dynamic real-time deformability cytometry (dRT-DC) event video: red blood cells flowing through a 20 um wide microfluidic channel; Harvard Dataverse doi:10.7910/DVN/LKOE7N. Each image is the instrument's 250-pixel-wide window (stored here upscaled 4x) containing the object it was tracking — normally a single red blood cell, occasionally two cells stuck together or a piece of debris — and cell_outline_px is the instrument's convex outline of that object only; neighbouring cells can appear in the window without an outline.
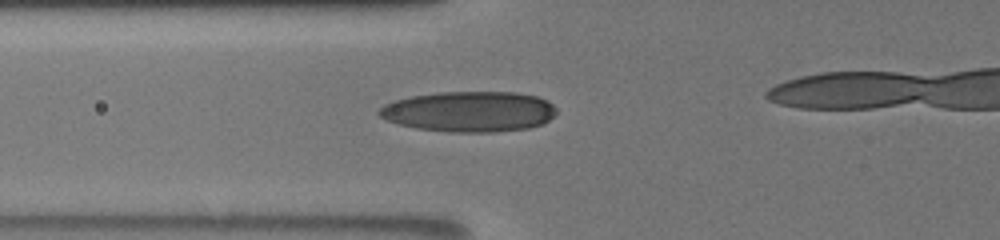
{"species": "human", "species_latin": "Homo sapiens", "temperature_condition": "room temperature", "stored_images_in_passage": 5, "segment_of_instrument_passage": [1, 2], "camera_frame_rate_fps": 3000, "um_per_image_px": 0.085, "donor": {"sex": "male"}, "frame": {"image": 1, "passage_image": 4, "time_ms": 3.667, "image_size_px": [1000, 240], "cell_outline_px": [[556, 112], [548, 120], [540, 124], [528, 128], [492, 132], [448, 132], [416, 128], [400, 124], [388, 120], [380, 116], [376, 112], [384, 104], [392, 100], [412, 96], [440, 92], [516, 92], [536, 96], [548, 100], [556, 108]], "centroid_in_image_um": [39.87, 9.48], "position_along_channel_um": 85.9, "area_um2": 41.85}}